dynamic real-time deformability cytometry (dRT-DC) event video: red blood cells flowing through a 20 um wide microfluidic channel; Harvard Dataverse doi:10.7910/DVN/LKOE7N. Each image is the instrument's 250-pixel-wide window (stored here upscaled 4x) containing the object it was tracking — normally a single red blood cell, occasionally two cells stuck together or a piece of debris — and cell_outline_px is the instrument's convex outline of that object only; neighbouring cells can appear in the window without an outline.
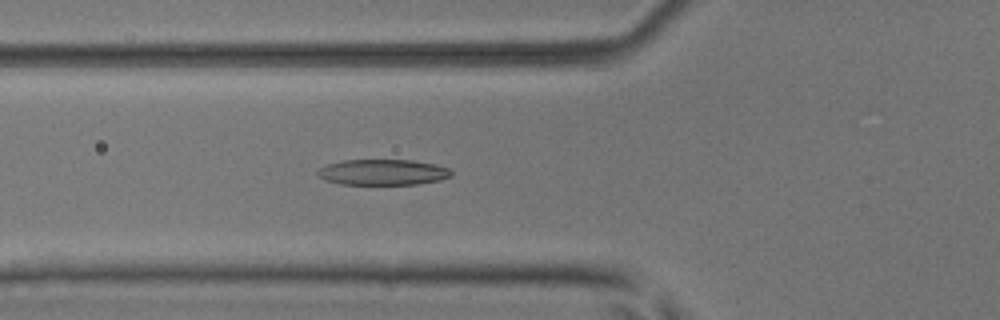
{"species": "common noctule bat (a hibernating species)", "species_latin": "Nyctalus noctula", "temperature_condition": "room temperature", "stored_images_in_passage": 50, "camera_frame_rate_fps": 3000, "um_per_image_px": 0.085, "animal": {"sex": "male", "body_mass_g": 17.9, "forearm_length_mm": 54.2}, "frame": {"image": 1, "passage_image": 18, "time_ms": 5.667, "image_size_px": [1000, 320], "cell_outline_px": [[452, 176], [440, 180], [416, 184], [340, 184], [328, 180], [320, 176], [316, 172], [320, 168], [328, 164], [344, 160], [412, 160], [436, 164], [448, 168], [452, 172]], "centroid_in_image_um": [32.58, 14.63], "position_along_channel_um": 93.2, "area_um2": 19.88}}
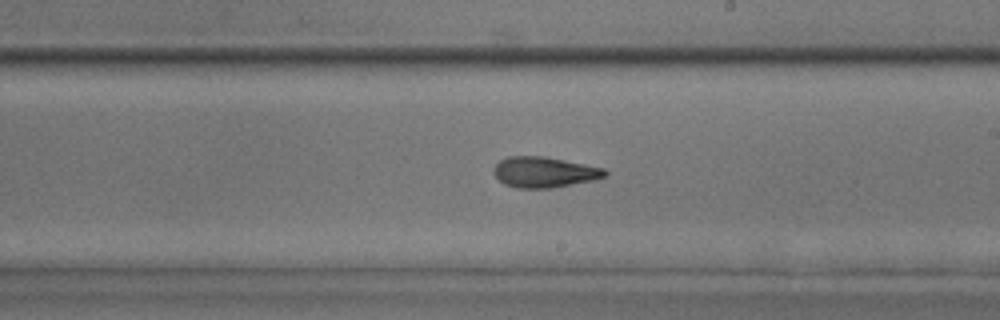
{"frame": {"image": 2, "passage_image": 29, "time_ms": 9.333, "image_size_px": [1000, 320], "cell_outline_px": [[608, 172], [604, 176], [592, 180], [548, 188], [516, 188], [504, 184], [492, 172], [492, 168], [500, 160], [508, 156], [544, 156], [604, 168]], "centroid_in_image_um": [46.2, 14.62], "position_along_channel_um": 242.8, "area_um2": 19.65}}
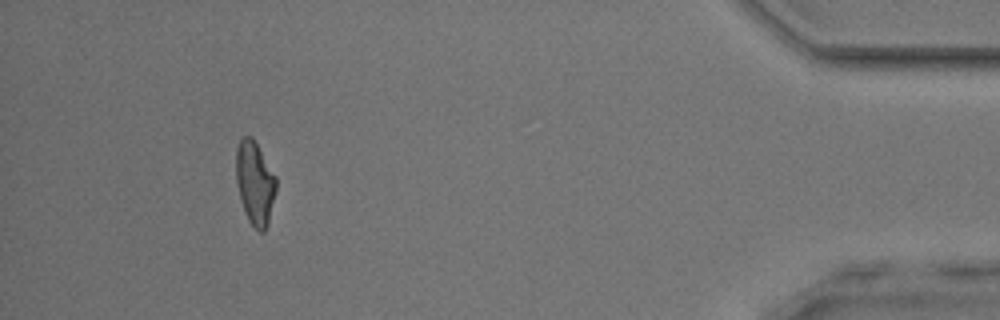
{"frame": {"image": 3, "passage_image": 46, "time_ms": 15.0, "image_size_px": [1000, 320], "cell_outline_px": [[276, 192], [268, 224], [264, 232], [260, 232], [248, 220], [244, 212], [236, 184], [236, 148], [240, 140], [244, 136], [252, 136], [276, 176]], "centroid_in_image_um": [21.66, 15.55], "position_along_channel_um": 413.5, "area_um2": 19.54}, "authors_computed_cell_mechanics": {"area_um2": 20.0566, "velocity_mm_per_s": 4.0877, "shape_relaxation_time_tau1_ms": 3.4921, "shape_relaxation_time_tau2_ms": 2.6961, "deformation_change_tau1": 0.1564, "deformation_change_tau2": 0.1181}}